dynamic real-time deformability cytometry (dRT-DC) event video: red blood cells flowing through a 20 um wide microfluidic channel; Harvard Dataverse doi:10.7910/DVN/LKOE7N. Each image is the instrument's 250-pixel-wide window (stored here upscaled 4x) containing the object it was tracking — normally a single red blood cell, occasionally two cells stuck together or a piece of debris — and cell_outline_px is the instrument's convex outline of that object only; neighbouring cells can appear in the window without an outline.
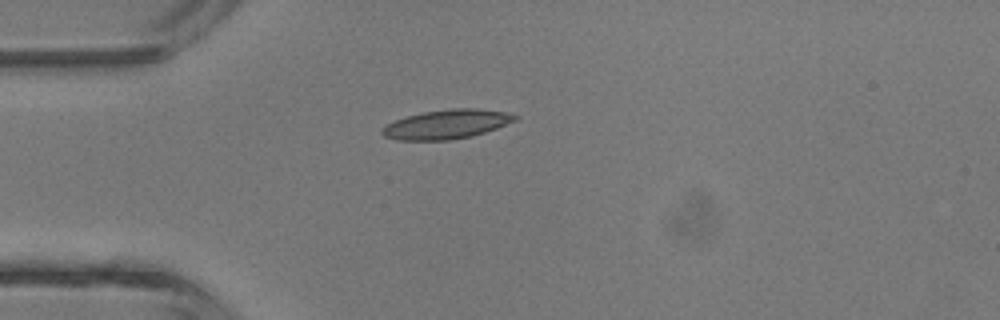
{"species": "common noctule bat (a hibernating species)", "species_latin": "Nyctalus noctula", "temperature_condition": "room temperature", "stored_images_in_passage": 3, "camera_frame_rate_fps": 3000, "um_per_image_px": 0.085, "animal": {"sex": "male", "body_mass_g": 13.3}, "frame": {"image": 1, "passage_image": 3, "time_ms": 2.333, "image_size_px": [1000, 320], "cell_outline_px": [[520, 116], [516, 120], [496, 128], [472, 136], [448, 140], [396, 140], [384, 136], [380, 132], [380, 128], [396, 120], [408, 116], [424, 112], [452, 108], [476, 108], [504, 112]], "centroid_in_image_um": [37.95, 10.56], "position_along_channel_um": 47.1, "area_um2": 22.43}}